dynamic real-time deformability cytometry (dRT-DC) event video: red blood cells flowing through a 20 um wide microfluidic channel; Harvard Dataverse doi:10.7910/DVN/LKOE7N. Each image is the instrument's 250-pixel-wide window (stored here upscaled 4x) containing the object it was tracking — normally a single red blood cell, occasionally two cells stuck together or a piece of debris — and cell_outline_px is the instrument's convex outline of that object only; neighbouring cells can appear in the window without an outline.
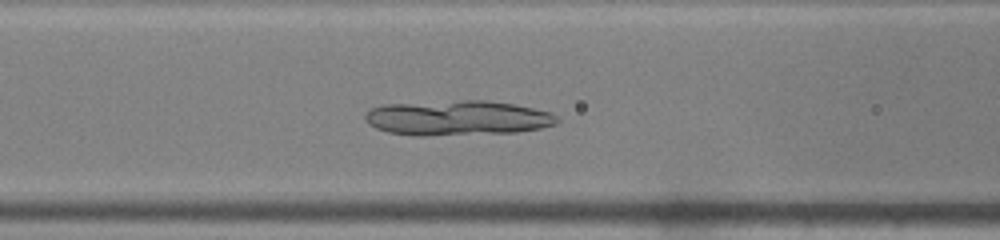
{"species": "common noctule bat (a hibernating species)", "species_latin": "Nyctalus noctula", "temperature_condition": "warm", "stored_images_in_passage": 44, "camera_frame_rate_fps": 3000, "um_per_image_px": 0.085, "animal": {"sex": "male", "body_mass_g": 19.0, "forearm_length_mm": 50.8}, "frame": {"image": 1, "passage_image": 15, "time_ms": 4.667, "image_size_px": [1000, 240], "cell_outline_px": [[560, 120], [556, 124], [540, 128], [516, 132], [424, 136], [412, 136], [388, 132], [376, 128], [368, 124], [364, 120], [364, 116], [372, 108], [384, 104], [464, 100], [484, 100], [512, 104], [552, 112]], "centroid_in_image_um": [38.86, 10.03], "position_along_channel_um": 127.7, "area_um2": 39.19}}
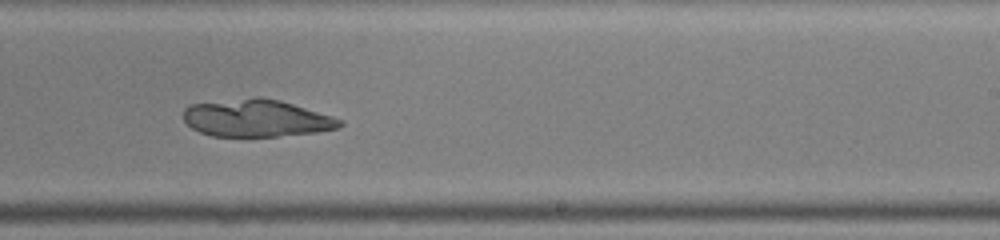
{"frame": {"image": 2, "passage_image": 25, "time_ms": 8.0, "image_size_px": [1000, 240], "cell_outline_px": [[344, 124], [340, 128], [316, 132], [276, 136], [212, 136], [200, 132], [192, 128], [184, 120], [184, 108], [188, 104], [256, 96], [260, 96], [280, 100], [332, 116], [344, 120]], "centroid_in_image_um": [21.8, 10.03], "position_along_channel_um": 267.2, "area_um2": 34.16}}
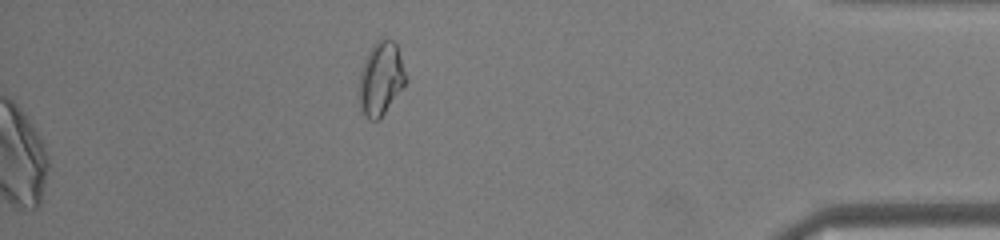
{"frame": {"image": 3, "passage_image": 44, "time_ms": 14.333, "image_size_px": [1000, 240], "cell_outline_px": [[408, 80], [384, 112], [376, 120], [368, 120], [360, 112], [360, 72], [364, 60], [372, 44], [380, 36], [392, 40], [396, 44]], "centroid_in_image_um": [32.36, 6.64], "position_along_channel_um": 402.8, "area_um2": 19.88}}